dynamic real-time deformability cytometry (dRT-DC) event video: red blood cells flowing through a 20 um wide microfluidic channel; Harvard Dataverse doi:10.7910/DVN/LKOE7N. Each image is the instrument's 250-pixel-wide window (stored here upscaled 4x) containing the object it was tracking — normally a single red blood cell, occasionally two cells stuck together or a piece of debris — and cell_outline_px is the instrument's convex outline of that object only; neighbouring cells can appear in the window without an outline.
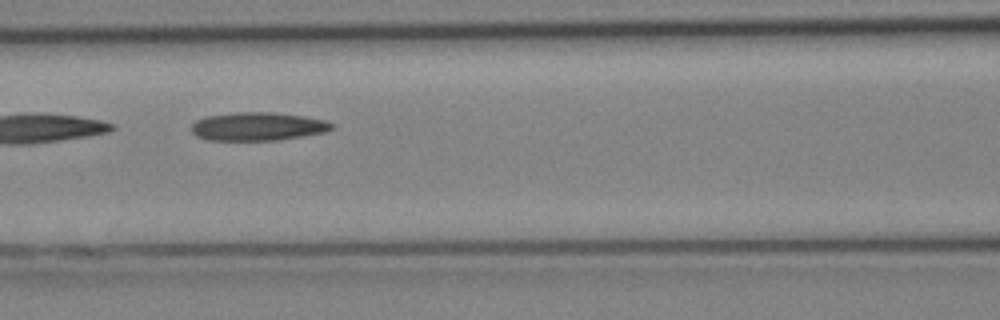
{"species": "Egyptian fruit bat (a non-hibernating species)", "species_latin": "Rousettus aegyptiacus", "temperature_condition": "cold", "stored_images_in_passage": 23, "camera_frame_rate_fps": 3000, "um_per_image_px": 0.085, "animal": {"sex": "female"}, "frame": {"image": 1, "passage_image": 7, "time_ms": 2.0, "image_size_px": [1000, 320], "cell_outline_px": [[332, 128], [324, 132], [276, 140], [208, 140], [196, 136], [192, 132], [192, 124], [196, 120], [204, 116], [236, 112], [272, 112], [304, 116], [324, 120], [332, 124]], "centroid_in_image_um": [21.84, 10.74], "position_along_channel_um": 144.8, "area_um2": 23.0}}